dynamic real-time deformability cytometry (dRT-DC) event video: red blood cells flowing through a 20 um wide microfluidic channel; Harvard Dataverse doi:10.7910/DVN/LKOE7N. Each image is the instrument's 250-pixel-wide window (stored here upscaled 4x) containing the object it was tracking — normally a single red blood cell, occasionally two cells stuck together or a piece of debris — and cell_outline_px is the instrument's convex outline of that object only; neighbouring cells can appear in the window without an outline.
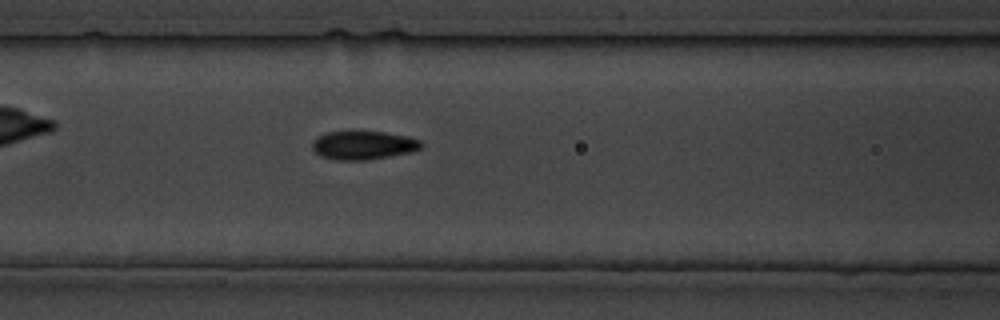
{"species": "common noctule bat (a hibernating species)", "species_latin": "Nyctalus noctula", "temperature_condition": "cold", "stored_images_in_passage": 28, "camera_frame_rate_fps": 3000, "um_per_image_px": 0.085, "animal": {"sex": "male", "body_mass_g": 19.5, "forearm_length_mm": 54.6}, "frame": {"image": 1, "passage_image": 9, "time_ms": 10.0, "image_size_px": [1000, 320], "cell_outline_px": [[424, 144], [420, 148], [412, 152], [368, 160], [332, 160], [320, 156], [312, 148], [312, 140], [316, 136], [328, 132], [384, 132], [408, 136], [420, 140]], "centroid_in_image_um": [30.87, 12.35], "position_along_channel_um": 135.7, "area_um2": 18.26}}
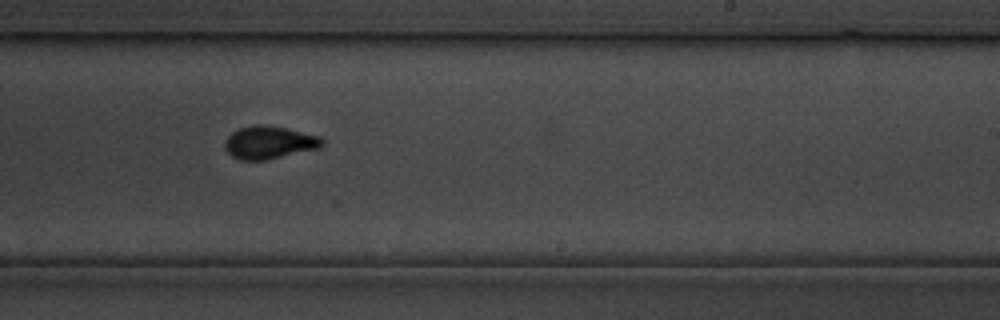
{"frame": {"image": 2, "passage_image": 16, "time_ms": 18.667, "image_size_px": [1000, 320], "cell_outline_px": [[324, 144], [320, 148], [264, 160], [240, 160], [232, 156], [224, 148], [224, 140], [236, 128], [252, 124], [264, 124], [284, 128], [320, 136], [324, 140]], "centroid_in_image_um": [22.85, 12.1], "position_along_channel_um": 266.2, "area_um2": 18.73}}